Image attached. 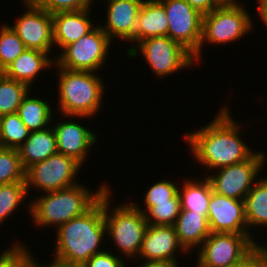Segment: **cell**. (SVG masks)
Returning <instances> with one entry per match:
<instances>
[{"label":"cell","mask_w":267,"mask_h":267,"mask_svg":"<svg viewBox=\"0 0 267 267\" xmlns=\"http://www.w3.org/2000/svg\"><path fill=\"white\" fill-rule=\"evenodd\" d=\"M258 7L256 10L259 14V18L262 20L265 26H267V0H257Z\"/></svg>","instance_id":"obj_39"},{"label":"cell","mask_w":267,"mask_h":267,"mask_svg":"<svg viewBox=\"0 0 267 267\" xmlns=\"http://www.w3.org/2000/svg\"><path fill=\"white\" fill-rule=\"evenodd\" d=\"M58 110L65 119L89 118L101 110L105 93L104 79L96 72L72 71L56 67ZM64 115V116H63ZM75 117V118H74Z\"/></svg>","instance_id":"obj_4"},{"label":"cell","mask_w":267,"mask_h":267,"mask_svg":"<svg viewBox=\"0 0 267 267\" xmlns=\"http://www.w3.org/2000/svg\"><path fill=\"white\" fill-rule=\"evenodd\" d=\"M13 182H25L19 151L0 147V185Z\"/></svg>","instance_id":"obj_30"},{"label":"cell","mask_w":267,"mask_h":267,"mask_svg":"<svg viewBox=\"0 0 267 267\" xmlns=\"http://www.w3.org/2000/svg\"><path fill=\"white\" fill-rule=\"evenodd\" d=\"M82 166L76 159L57 152L25 170L27 193L32 192V187L45 193L74 186L79 183L76 175Z\"/></svg>","instance_id":"obj_10"},{"label":"cell","mask_w":267,"mask_h":267,"mask_svg":"<svg viewBox=\"0 0 267 267\" xmlns=\"http://www.w3.org/2000/svg\"><path fill=\"white\" fill-rule=\"evenodd\" d=\"M28 193L25 182L0 185V225L26 201Z\"/></svg>","instance_id":"obj_28"},{"label":"cell","mask_w":267,"mask_h":267,"mask_svg":"<svg viewBox=\"0 0 267 267\" xmlns=\"http://www.w3.org/2000/svg\"><path fill=\"white\" fill-rule=\"evenodd\" d=\"M229 108L225 104L213 120L183 137L190 154L208 173L246 161L256 152L240 137L245 129L240 130L241 123L235 121Z\"/></svg>","instance_id":"obj_1"},{"label":"cell","mask_w":267,"mask_h":267,"mask_svg":"<svg viewBox=\"0 0 267 267\" xmlns=\"http://www.w3.org/2000/svg\"><path fill=\"white\" fill-rule=\"evenodd\" d=\"M18 151L24 170L56 154L57 141L52 126L44 130L30 132L28 139Z\"/></svg>","instance_id":"obj_22"},{"label":"cell","mask_w":267,"mask_h":267,"mask_svg":"<svg viewBox=\"0 0 267 267\" xmlns=\"http://www.w3.org/2000/svg\"><path fill=\"white\" fill-rule=\"evenodd\" d=\"M244 2L227 1L223 6L203 15L202 37L198 51L193 55L199 63L204 44L221 45L238 41L254 28L252 16Z\"/></svg>","instance_id":"obj_6"},{"label":"cell","mask_w":267,"mask_h":267,"mask_svg":"<svg viewBox=\"0 0 267 267\" xmlns=\"http://www.w3.org/2000/svg\"><path fill=\"white\" fill-rule=\"evenodd\" d=\"M178 185L172 180H165L158 181L154 184H152L147 191L145 192L143 202L145 204V207H140L141 205L132 203L143 213L145 214L151 207L155 206L156 203H162V202H171V199H173L178 194Z\"/></svg>","instance_id":"obj_32"},{"label":"cell","mask_w":267,"mask_h":267,"mask_svg":"<svg viewBox=\"0 0 267 267\" xmlns=\"http://www.w3.org/2000/svg\"><path fill=\"white\" fill-rule=\"evenodd\" d=\"M113 41L99 25L78 41L65 46L56 54L55 67L72 71L98 72L105 67L108 52Z\"/></svg>","instance_id":"obj_9"},{"label":"cell","mask_w":267,"mask_h":267,"mask_svg":"<svg viewBox=\"0 0 267 267\" xmlns=\"http://www.w3.org/2000/svg\"><path fill=\"white\" fill-rule=\"evenodd\" d=\"M183 256L187 253L180 244L174 226L149 225L144 233L138 259L144 262L149 261H170L178 262V253ZM178 255V256H177Z\"/></svg>","instance_id":"obj_16"},{"label":"cell","mask_w":267,"mask_h":267,"mask_svg":"<svg viewBox=\"0 0 267 267\" xmlns=\"http://www.w3.org/2000/svg\"><path fill=\"white\" fill-rule=\"evenodd\" d=\"M165 8L168 32L173 41L194 55L202 37L203 14L185 0H159Z\"/></svg>","instance_id":"obj_12"},{"label":"cell","mask_w":267,"mask_h":267,"mask_svg":"<svg viewBox=\"0 0 267 267\" xmlns=\"http://www.w3.org/2000/svg\"><path fill=\"white\" fill-rule=\"evenodd\" d=\"M32 88L0 72V117L17 113L23 98Z\"/></svg>","instance_id":"obj_26"},{"label":"cell","mask_w":267,"mask_h":267,"mask_svg":"<svg viewBox=\"0 0 267 267\" xmlns=\"http://www.w3.org/2000/svg\"><path fill=\"white\" fill-rule=\"evenodd\" d=\"M179 262H170V261H149L142 262V264L136 267H179Z\"/></svg>","instance_id":"obj_38"},{"label":"cell","mask_w":267,"mask_h":267,"mask_svg":"<svg viewBox=\"0 0 267 267\" xmlns=\"http://www.w3.org/2000/svg\"><path fill=\"white\" fill-rule=\"evenodd\" d=\"M262 248L267 252V246L266 245H262Z\"/></svg>","instance_id":"obj_43"},{"label":"cell","mask_w":267,"mask_h":267,"mask_svg":"<svg viewBox=\"0 0 267 267\" xmlns=\"http://www.w3.org/2000/svg\"><path fill=\"white\" fill-rule=\"evenodd\" d=\"M0 26V72L10 65L26 49L22 40L7 24Z\"/></svg>","instance_id":"obj_29"},{"label":"cell","mask_w":267,"mask_h":267,"mask_svg":"<svg viewBox=\"0 0 267 267\" xmlns=\"http://www.w3.org/2000/svg\"><path fill=\"white\" fill-rule=\"evenodd\" d=\"M30 94L29 91L23 98L17 114L30 132L47 129L53 122V108H51L52 106L48 101L39 99L38 97L36 98V96L30 97L32 96Z\"/></svg>","instance_id":"obj_25"},{"label":"cell","mask_w":267,"mask_h":267,"mask_svg":"<svg viewBox=\"0 0 267 267\" xmlns=\"http://www.w3.org/2000/svg\"><path fill=\"white\" fill-rule=\"evenodd\" d=\"M105 250L91 256L81 267H127L124 259H121V255L118 257L115 252L114 254L110 252L111 249Z\"/></svg>","instance_id":"obj_35"},{"label":"cell","mask_w":267,"mask_h":267,"mask_svg":"<svg viewBox=\"0 0 267 267\" xmlns=\"http://www.w3.org/2000/svg\"><path fill=\"white\" fill-rule=\"evenodd\" d=\"M106 182L102 183L96 191L86 188L83 183L74 186L42 193L41 196L27 203L28 213L35 226H55L57 230L74 217L87 212L110 187Z\"/></svg>","instance_id":"obj_3"},{"label":"cell","mask_w":267,"mask_h":267,"mask_svg":"<svg viewBox=\"0 0 267 267\" xmlns=\"http://www.w3.org/2000/svg\"><path fill=\"white\" fill-rule=\"evenodd\" d=\"M126 52L134 59L141 54L157 78L167 77L181 69L196 66L193 55L169 36L143 39L134 47L130 46Z\"/></svg>","instance_id":"obj_7"},{"label":"cell","mask_w":267,"mask_h":267,"mask_svg":"<svg viewBox=\"0 0 267 267\" xmlns=\"http://www.w3.org/2000/svg\"><path fill=\"white\" fill-rule=\"evenodd\" d=\"M19 242H14L1 251L0 267H35L37 259L31 254L28 246Z\"/></svg>","instance_id":"obj_33"},{"label":"cell","mask_w":267,"mask_h":267,"mask_svg":"<svg viewBox=\"0 0 267 267\" xmlns=\"http://www.w3.org/2000/svg\"><path fill=\"white\" fill-rule=\"evenodd\" d=\"M61 119L52 125L57 141V152L76 159L83 165L91 147L97 143V134L89 127L74 121Z\"/></svg>","instance_id":"obj_17"},{"label":"cell","mask_w":267,"mask_h":267,"mask_svg":"<svg viewBox=\"0 0 267 267\" xmlns=\"http://www.w3.org/2000/svg\"><path fill=\"white\" fill-rule=\"evenodd\" d=\"M91 7L78 11L52 14L54 47L61 48L78 41L96 27L92 24Z\"/></svg>","instance_id":"obj_18"},{"label":"cell","mask_w":267,"mask_h":267,"mask_svg":"<svg viewBox=\"0 0 267 267\" xmlns=\"http://www.w3.org/2000/svg\"><path fill=\"white\" fill-rule=\"evenodd\" d=\"M266 153L256 151L248 160L207 173L213 192L244 201L247 193L258 180L257 175L266 164ZM265 163V164H264Z\"/></svg>","instance_id":"obj_11"},{"label":"cell","mask_w":267,"mask_h":267,"mask_svg":"<svg viewBox=\"0 0 267 267\" xmlns=\"http://www.w3.org/2000/svg\"><path fill=\"white\" fill-rule=\"evenodd\" d=\"M35 267H74V266H64V265H61V264H58V263H55V262H51V264H40L38 261H36V264H35Z\"/></svg>","instance_id":"obj_40"},{"label":"cell","mask_w":267,"mask_h":267,"mask_svg":"<svg viewBox=\"0 0 267 267\" xmlns=\"http://www.w3.org/2000/svg\"><path fill=\"white\" fill-rule=\"evenodd\" d=\"M110 187L104 193L106 236L112 240L122 257L138 259L144 233L148 226L145 215L130 201L111 206ZM112 207V208H111ZM112 209V210H110Z\"/></svg>","instance_id":"obj_5"},{"label":"cell","mask_w":267,"mask_h":267,"mask_svg":"<svg viewBox=\"0 0 267 267\" xmlns=\"http://www.w3.org/2000/svg\"><path fill=\"white\" fill-rule=\"evenodd\" d=\"M239 267H267V252L258 246L244 261L239 263Z\"/></svg>","instance_id":"obj_36"},{"label":"cell","mask_w":267,"mask_h":267,"mask_svg":"<svg viewBox=\"0 0 267 267\" xmlns=\"http://www.w3.org/2000/svg\"><path fill=\"white\" fill-rule=\"evenodd\" d=\"M194 9L198 10L201 14L205 15L211 12L213 9L223 6L226 0H185Z\"/></svg>","instance_id":"obj_37"},{"label":"cell","mask_w":267,"mask_h":267,"mask_svg":"<svg viewBox=\"0 0 267 267\" xmlns=\"http://www.w3.org/2000/svg\"><path fill=\"white\" fill-rule=\"evenodd\" d=\"M207 221L211 233L248 234L244 201L212 191Z\"/></svg>","instance_id":"obj_14"},{"label":"cell","mask_w":267,"mask_h":267,"mask_svg":"<svg viewBox=\"0 0 267 267\" xmlns=\"http://www.w3.org/2000/svg\"><path fill=\"white\" fill-rule=\"evenodd\" d=\"M227 267H239V263Z\"/></svg>","instance_id":"obj_42"},{"label":"cell","mask_w":267,"mask_h":267,"mask_svg":"<svg viewBox=\"0 0 267 267\" xmlns=\"http://www.w3.org/2000/svg\"><path fill=\"white\" fill-rule=\"evenodd\" d=\"M24 5H37L41 0H21Z\"/></svg>","instance_id":"obj_41"},{"label":"cell","mask_w":267,"mask_h":267,"mask_svg":"<svg viewBox=\"0 0 267 267\" xmlns=\"http://www.w3.org/2000/svg\"><path fill=\"white\" fill-rule=\"evenodd\" d=\"M180 209V196L177 194L171 202L156 203L144 215L149 225L174 226Z\"/></svg>","instance_id":"obj_31"},{"label":"cell","mask_w":267,"mask_h":267,"mask_svg":"<svg viewBox=\"0 0 267 267\" xmlns=\"http://www.w3.org/2000/svg\"><path fill=\"white\" fill-rule=\"evenodd\" d=\"M168 20L159 0H144L135 28V45L147 38L167 36Z\"/></svg>","instance_id":"obj_21"},{"label":"cell","mask_w":267,"mask_h":267,"mask_svg":"<svg viewBox=\"0 0 267 267\" xmlns=\"http://www.w3.org/2000/svg\"><path fill=\"white\" fill-rule=\"evenodd\" d=\"M253 185V188L247 193L244 198V208L246 222L248 225V234H253L250 230L256 229V226L267 227V175L266 177L258 178ZM253 226L255 228H253Z\"/></svg>","instance_id":"obj_24"},{"label":"cell","mask_w":267,"mask_h":267,"mask_svg":"<svg viewBox=\"0 0 267 267\" xmlns=\"http://www.w3.org/2000/svg\"><path fill=\"white\" fill-rule=\"evenodd\" d=\"M25 10L11 26L27 49L50 55L54 46L52 14L37 5H24Z\"/></svg>","instance_id":"obj_13"},{"label":"cell","mask_w":267,"mask_h":267,"mask_svg":"<svg viewBox=\"0 0 267 267\" xmlns=\"http://www.w3.org/2000/svg\"><path fill=\"white\" fill-rule=\"evenodd\" d=\"M55 58L50 57L46 52L26 48L2 73L11 79L27 84L31 88L43 70L45 71L51 66L55 68Z\"/></svg>","instance_id":"obj_19"},{"label":"cell","mask_w":267,"mask_h":267,"mask_svg":"<svg viewBox=\"0 0 267 267\" xmlns=\"http://www.w3.org/2000/svg\"><path fill=\"white\" fill-rule=\"evenodd\" d=\"M55 231L56 244L51 254L55 263L81 267L91 256L102 252V240L107 239L104 194L87 212L62 224Z\"/></svg>","instance_id":"obj_2"},{"label":"cell","mask_w":267,"mask_h":267,"mask_svg":"<svg viewBox=\"0 0 267 267\" xmlns=\"http://www.w3.org/2000/svg\"><path fill=\"white\" fill-rule=\"evenodd\" d=\"M30 135V130L17 113L0 117V147L19 149Z\"/></svg>","instance_id":"obj_27"},{"label":"cell","mask_w":267,"mask_h":267,"mask_svg":"<svg viewBox=\"0 0 267 267\" xmlns=\"http://www.w3.org/2000/svg\"><path fill=\"white\" fill-rule=\"evenodd\" d=\"M104 1L107 2L106 19L104 25L99 26L112 41H115V38L129 41L134 47L136 22L144 0Z\"/></svg>","instance_id":"obj_15"},{"label":"cell","mask_w":267,"mask_h":267,"mask_svg":"<svg viewBox=\"0 0 267 267\" xmlns=\"http://www.w3.org/2000/svg\"><path fill=\"white\" fill-rule=\"evenodd\" d=\"M90 0H41L37 6L51 14L78 11L93 6Z\"/></svg>","instance_id":"obj_34"},{"label":"cell","mask_w":267,"mask_h":267,"mask_svg":"<svg viewBox=\"0 0 267 267\" xmlns=\"http://www.w3.org/2000/svg\"><path fill=\"white\" fill-rule=\"evenodd\" d=\"M174 229L180 244L188 253L191 249L196 248V251L211 233L207 218L203 214L181 209Z\"/></svg>","instance_id":"obj_20"},{"label":"cell","mask_w":267,"mask_h":267,"mask_svg":"<svg viewBox=\"0 0 267 267\" xmlns=\"http://www.w3.org/2000/svg\"><path fill=\"white\" fill-rule=\"evenodd\" d=\"M193 179L184 180V184L179 185L178 194L181 210L195 211V213H201L207 218L213 191L211 183L206 177L203 180L202 177L200 180L195 179L196 181Z\"/></svg>","instance_id":"obj_23"},{"label":"cell","mask_w":267,"mask_h":267,"mask_svg":"<svg viewBox=\"0 0 267 267\" xmlns=\"http://www.w3.org/2000/svg\"><path fill=\"white\" fill-rule=\"evenodd\" d=\"M254 235L210 233L198 253L196 267H227L244 261L261 243Z\"/></svg>","instance_id":"obj_8"}]
</instances>
